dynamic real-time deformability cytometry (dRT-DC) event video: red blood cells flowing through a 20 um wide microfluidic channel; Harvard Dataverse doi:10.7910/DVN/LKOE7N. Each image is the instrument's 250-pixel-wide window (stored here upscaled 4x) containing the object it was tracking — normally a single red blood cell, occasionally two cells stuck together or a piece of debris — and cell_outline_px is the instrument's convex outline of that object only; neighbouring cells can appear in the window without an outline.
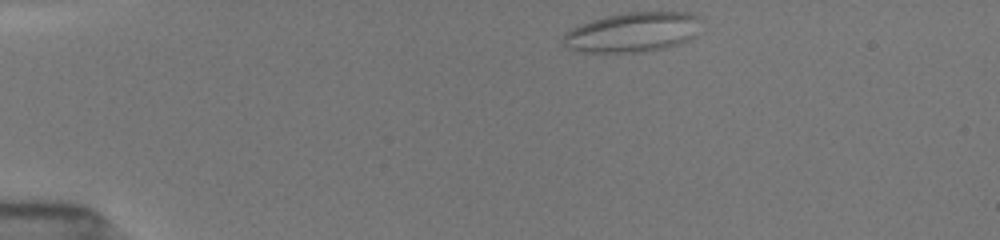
{"species": "common noctule bat (a hibernating species)", "species_latin": "Nyctalus noctula", "temperature_condition": "room temperature", "stored_images_in_passage": 22, "camera_frame_rate_fps": 3000, "um_per_image_px": 0.085, "animal": {"sex": "female", "body_mass_g": 19.5, "forearm_length_mm": 54.1}, "frame": {"image": 1, "passage_image": 1, "time_ms": 0.0, "image_size_px": [1000, 240], "cell_outline_px": [[696, 16], [692, 36], [676, 44], [660, 48], [640, 52], [584, 52], [572, 48], [564, 44], [564, 32], [580, 24], [592, 20], [608, 16], [628, 12], [684, 12]], "centroid_in_image_um": [53.65, 2.73], "position_along_channel_um": 31.4, "area_um2": 30.63}}
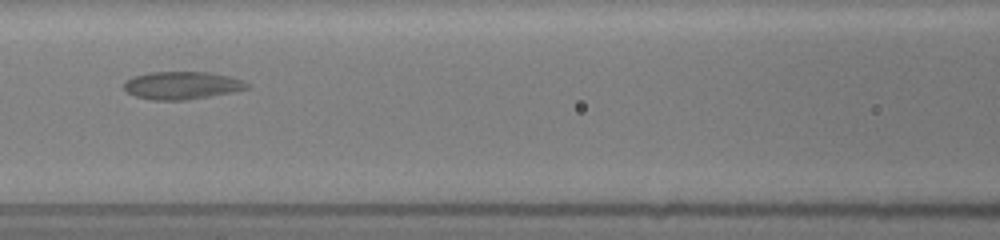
{"frame": {"image": 2, "passage_image": 15, "time_ms": 5.0, "image_size_px": [1000, 240], "cell_outline_px": [[248, 88], [188, 100], [152, 100], [136, 96], [128, 92], [124, 88], [124, 80], [132, 76], [148, 72], [208, 72], [228, 76], [244, 80], [248, 84]], "centroid_in_image_um": [15.41, 7.25], "position_along_channel_um": 151.2, "area_um2": 19.77}}
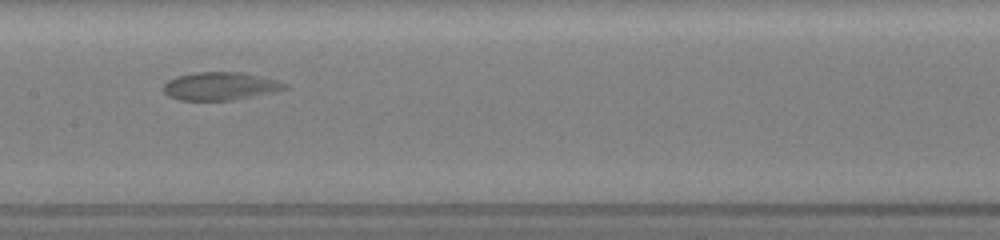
{"frame": {"image": 3, "passage_image": 21, "time_ms": 6.0, "image_size_px": [1000, 240], "cell_outline_px": [[288, 88], [272, 92], [232, 100], [180, 100], [168, 96], [164, 92], [164, 84], [168, 80], [176, 76], [196, 72], [240, 72], [276, 80], [288, 84]], "centroid_in_image_um": [18.69, 7.32], "position_along_channel_um": 188.7, "area_um2": 19.59}}